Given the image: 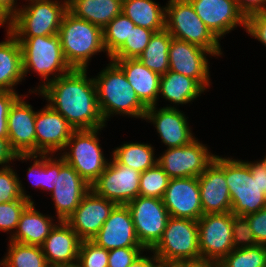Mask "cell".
<instances>
[{"label":"cell","mask_w":266,"mask_h":267,"mask_svg":"<svg viewBox=\"0 0 266 267\" xmlns=\"http://www.w3.org/2000/svg\"><path fill=\"white\" fill-rule=\"evenodd\" d=\"M38 93L74 130L106 127L98 106L95 83L93 77H87V69H72Z\"/></svg>","instance_id":"6da1fadb"},{"label":"cell","mask_w":266,"mask_h":267,"mask_svg":"<svg viewBox=\"0 0 266 267\" xmlns=\"http://www.w3.org/2000/svg\"><path fill=\"white\" fill-rule=\"evenodd\" d=\"M225 179L234 215L246 216L266 207V166L262 160L225 157Z\"/></svg>","instance_id":"7a4b0ae2"},{"label":"cell","mask_w":266,"mask_h":267,"mask_svg":"<svg viewBox=\"0 0 266 267\" xmlns=\"http://www.w3.org/2000/svg\"><path fill=\"white\" fill-rule=\"evenodd\" d=\"M93 80L105 123L114 114L144 119L147 107L137 97L125 73L115 62L110 60Z\"/></svg>","instance_id":"3957f363"},{"label":"cell","mask_w":266,"mask_h":267,"mask_svg":"<svg viewBox=\"0 0 266 267\" xmlns=\"http://www.w3.org/2000/svg\"><path fill=\"white\" fill-rule=\"evenodd\" d=\"M16 39L21 44L24 78L32 70L43 80L29 93L38 94L48 83L72 70L65 60L58 34Z\"/></svg>","instance_id":"277c9868"},{"label":"cell","mask_w":266,"mask_h":267,"mask_svg":"<svg viewBox=\"0 0 266 267\" xmlns=\"http://www.w3.org/2000/svg\"><path fill=\"white\" fill-rule=\"evenodd\" d=\"M65 60L72 69H88L92 56L106 52L103 29L67 11L58 33Z\"/></svg>","instance_id":"5b68a950"},{"label":"cell","mask_w":266,"mask_h":267,"mask_svg":"<svg viewBox=\"0 0 266 267\" xmlns=\"http://www.w3.org/2000/svg\"><path fill=\"white\" fill-rule=\"evenodd\" d=\"M6 28L15 38L50 36L59 33L61 21L68 11V0H25Z\"/></svg>","instance_id":"8992f818"},{"label":"cell","mask_w":266,"mask_h":267,"mask_svg":"<svg viewBox=\"0 0 266 267\" xmlns=\"http://www.w3.org/2000/svg\"><path fill=\"white\" fill-rule=\"evenodd\" d=\"M166 3L165 29L177 40L208 50L212 56H222L220 40L196 14L189 0H169Z\"/></svg>","instance_id":"52a82bcc"},{"label":"cell","mask_w":266,"mask_h":267,"mask_svg":"<svg viewBox=\"0 0 266 267\" xmlns=\"http://www.w3.org/2000/svg\"><path fill=\"white\" fill-rule=\"evenodd\" d=\"M103 128L74 130L63 153H59L89 186L104 172L109 162L97 136Z\"/></svg>","instance_id":"ba28073f"},{"label":"cell","mask_w":266,"mask_h":267,"mask_svg":"<svg viewBox=\"0 0 266 267\" xmlns=\"http://www.w3.org/2000/svg\"><path fill=\"white\" fill-rule=\"evenodd\" d=\"M149 252L172 264L200 261L198 221L170 216L161 240Z\"/></svg>","instance_id":"9c48e42d"},{"label":"cell","mask_w":266,"mask_h":267,"mask_svg":"<svg viewBox=\"0 0 266 267\" xmlns=\"http://www.w3.org/2000/svg\"><path fill=\"white\" fill-rule=\"evenodd\" d=\"M126 205L141 246L146 251L152 250L161 240L170 218L163 199L139 195Z\"/></svg>","instance_id":"30bf717a"},{"label":"cell","mask_w":266,"mask_h":267,"mask_svg":"<svg viewBox=\"0 0 266 267\" xmlns=\"http://www.w3.org/2000/svg\"><path fill=\"white\" fill-rule=\"evenodd\" d=\"M208 149L195 138L184 146L168 148L158 157L157 163L171 179L199 177L216 156Z\"/></svg>","instance_id":"8fae6325"},{"label":"cell","mask_w":266,"mask_h":267,"mask_svg":"<svg viewBox=\"0 0 266 267\" xmlns=\"http://www.w3.org/2000/svg\"><path fill=\"white\" fill-rule=\"evenodd\" d=\"M201 260L220 262L234 248L232 212L202 215L198 220Z\"/></svg>","instance_id":"7c38bea8"},{"label":"cell","mask_w":266,"mask_h":267,"mask_svg":"<svg viewBox=\"0 0 266 267\" xmlns=\"http://www.w3.org/2000/svg\"><path fill=\"white\" fill-rule=\"evenodd\" d=\"M140 174L111 157L104 172L91 185V190L117 205H126L139 196Z\"/></svg>","instance_id":"4fadbf2b"},{"label":"cell","mask_w":266,"mask_h":267,"mask_svg":"<svg viewBox=\"0 0 266 267\" xmlns=\"http://www.w3.org/2000/svg\"><path fill=\"white\" fill-rule=\"evenodd\" d=\"M203 215L231 212V196L225 179V157L214 161L198 177Z\"/></svg>","instance_id":"5bb4252c"},{"label":"cell","mask_w":266,"mask_h":267,"mask_svg":"<svg viewBox=\"0 0 266 267\" xmlns=\"http://www.w3.org/2000/svg\"><path fill=\"white\" fill-rule=\"evenodd\" d=\"M169 70L195 79L206 91L211 85L207 55L198 45L172 38L169 47ZM210 83V84H209Z\"/></svg>","instance_id":"9a60e30c"},{"label":"cell","mask_w":266,"mask_h":267,"mask_svg":"<svg viewBox=\"0 0 266 267\" xmlns=\"http://www.w3.org/2000/svg\"><path fill=\"white\" fill-rule=\"evenodd\" d=\"M117 204L89 190L66 223L81 240H91L101 229Z\"/></svg>","instance_id":"2e32d148"},{"label":"cell","mask_w":266,"mask_h":267,"mask_svg":"<svg viewBox=\"0 0 266 267\" xmlns=\"http://www.w3.org/2000/svg\"><path fill=\"white\" fill-rule=\"evenodd\" d=\"M20 95L8 112V140L17 155L36 154V111Z\"/></svg>","instance_id":"e0dca14e"},{"label":"cell","mask_w":266,"mask_h":267,"mask_svg":"<svg viewBox=\"0 0 266 267\" xmlns=\"http://www.w3.org/2000/svg\"><path fill=\"white\" fill-rule=\"evenodd\" d=\"M36 154H58L74 131L68 121L49 104L36 112Z\"/></svg>","instance_id":"ac0fdd59"},{"label":"cell","mask_w":266,"mask_h":267,"mask_svg":"<svg viewBox=\"0 0 266 267\" xmlns=\"http://www.w3.org/2000/svg\"><path fill=\"white\" fill-rule=\"evenodd\" d=\"M90 189L91 186L60 156L59 175L50 193L57 220L66 221Z\"/></svg>","instance_id":"d6986e66"},{"label":"cell","mask_w":266,"mask_h":267,"mask_svg":"<svg viewBox=\"0 0 266 267\" xmlns=\"http://www.w3.org/2000/svg\"><path fill=\"white\" fill-rule=\"evenodd\" d=\"M143 120L153 124L166 149L184 146L196 138L186 115L178 108L147 107Z\"/></svg>","instance_id":"ffe728a7"},{"label":"cell","mask_w":266,"mask_h":267,"mask_svg":"<svg viewBox=\"0 0 266 267\" xmlns=\"http://www.w3.org/2000/svg\"><path fill=\"white\" fill-rule=\"evenodd\" d=\"M196 14L220 40L237 26L246 29V18L235 0H189Z\"/></svg>","instance_id":"44dd1931"},{"label":"cell","mask_w":266,"mask_h":267,"mask_svg":"<svg viewBox=\"0 0 266 267\" xmlns=\"http://www.w3.org/2000/svg\"><path fill=\"white\" fill-rule=\"evenodd\" d=\"M162 199L171 217L198 221L203 215L198 177L170 179Z\"/></svg>","instance_id":"7402d4cb"},{"label":"cell","mask_w":266,"mask_h":267,"mask_svg":"<svg viewBox=\"0 0 266 267\" xmlns=\"http://www.w3.org/2000/svg\"><path fill=\"white\" fill-rule=\"evenodd\" d=\"M91 241L108 251L121 247H142L127 205H116Z\"/></svg>","instance_id":"603a6c76"},{"label":"cell","mask_w":266,"mask_h":267,"mask_svg":"<svg viewBox=\"0 0 266 267\" xmlns=\"http://www.w3.org/2000/svg\"><path fill=\"white\" fill-rule=\"evenodd\" d=\"M55 223L41 245L48 265L53 267L77 263L81 239L65 221L57 220Z\"/></svg>","instance_id":"cb8c5ba5"},{"label":"cell","mask_w":266,"mask_h":267,"mask_svg":"<svg viewBox=\"0 0 266 267\" xmlns=\"http://www.w3.org/2000/svg\"><path fill=\"white\" fill-rule=\"evenodd\" d=\"M125 73L137 97L146 106H157L161 76L147 68L138 58L111 60Z\"/></svg>","instance_id":"d4e9b609"},{"label":"cell","mask_w":266,"mask_h":267,"mask_svg":"<svg viewBox=\"0 0 266 267\" xmlns=\"http://www.w3.org/2000/svg\"><path fill=\"white\" fill-rule=\"evenodd\" d=\"M55 220L51 215L40 213L31 202L22 212L17 229L9 240L41 246L56 225Z\"/></svg>","instance_id":"484cf974"},{"label":"cell","mask_w":266,"mask_h":267,"mask_svg":"<svg viewBox=\"0 0 266 267\" xmlns=\"http://www.w3.org/2000/svg\"><path fill=\"white\" fill-rule=\"evenodd\" d=\"M7 38L0 42V90L12 91L24 79L20 42L6 28Z\"/></svg>","instance_id":"4316f807"},{"label":"cell","mask_w":266,"mask_h":267,"mask_svg":"<svg viewBox=\"0 0 266 267\" xmlns=\"http://www.w3.org/2000/svg\"><path fill=\"white\" fill-rule=\"evenodd\" d=\"M206 91L195 79L183 74L168 70L160 78L159 97L174 105H167L166 108H176L177 105H184L193 102ZM176 105V106H175Z\"/></svg>","instance_id":"83f0119b"},{"label":"cell","mask_w":266,"mask_h":267,"mask_svg":"<svg viewBox=\"0 0 266 267\" xmlns=\"http://www.w3.org/2000/svg\"><path fill=\"white\" fill-rule=\"evenodd\" d=\"M68 11L103 29L122 12V0H68Z\"/></svg>","instance_id":"f1b7e54d"},{"label":"cell","mask_w":266,"mask_h":267,"mask_svg":"<svg viewBox=\"0 0 266 267\" xmlns=\"http://www.w3.org/2000/svg\"><path fill=\"white\" fill-rule=\"evenodd\" d=\"M122 13L136 26L155 33L165 29L166 6L153 0H122Z\"/></svg>","instance_id":"f546056e"},{"label":"cell","mask_w":266,"mask_h":267,"mask_svg":"<svg viewBox=\"0 0 266 267\" xmlns=\"http://www.w3.org/2000/svg\"><path fill=\"white\" fill-rule=\"evenodd\" d=\"M154 147L148 143L126 142L112 151L111 157L120 165L144 172L157 164Z\"/></svg>","instance_id":"4dcf8cb0"},{"label":"cell","mask_w":266,"mask_h":267,"mask_svg":"<svg viewBox=\"0 0 266 267\" xmlns=\"http://www.w3.org/2000/svg\"><path fill=\"white\" fill-rule=\"evenodd\" d=\"M172 38L166 29L154 33L138 59L160 76L165 74L169 70L168 51Z\"/></svg>","instance_id":"1f68e13d"},{"label":"cell","mask_w":266,"mask_h":267,"mask_svg":"<svg viewBox=\"0 0 266 267\" xmlns=\"http://www.w3.org/2000/svg\"><path fill=\"white\" fill-rule=\"evenodd\" d=\"M8 252L0 261L3 267H50L41 246L26 245L9 240Z\"/></svg>","instance_id":"d6a6232c"},{"label":"cell","mask_w":266,"mask_h":267,"mask_svg":"<svg viewBox=\"0 0 266 267\" xmlns=\"http://www.w3.org/2000/svg\"><path fill=\"white\" fill-rule=\"evenodd\" d=\"M136 25L122 12L103 28V44L107 58L125 43L127 37Z\"/></svg>","instance_id":"836d02e7"},{"label":"cell","mask_w":266,"mask_h":267,"mask_svg":"<svg viewBox=\"0 0 266 267\" xmlns=\"http://www.w3.org/2000/svg\"><path fill=\"white\" fill-rule=\"evenodd\" d=\"M220 267H266V245L233 249L220 262Z\"/></svg>","instance_id":"e575fe53"},{"label":"cell","mask_w":266,"mask_h":267,"mask_svg":"<svg viewBox=\"0 0 266 267\" xmlns=\"http://www.w3.org/2000/svg\"><path fill=\"white\" fill-rule=\"evenodd\" d=\"M170 179L157 163L154 167L140 174L139 195L162 199Z\"/></svg>","instance_id":"d590c367"},{"label":"cell","mask_w":266,"mask_h":267,"mask_svg":"<svg viewBox=\"0 0 266 267\" xmlns=\"http://www.w3.org/2000/svg\"><path fill=\"white\" fill-rule=\"evenodd\" d=\"M155 32L147 28L135 26L131 29L125 43L110 57V60L138 58L148 45Z\"/></svg>","instance_id":"8d00e7d4"},{"label":"cell","mask_w":266,"mask_h":267,"mask_svg":"<svg viewBox=\"0 0 266 267\" xmlns=\"http://www.w3.org/2000/svg\"><path fill=\"white\" fill-rule=\"evenodd\" d=\"M16 170L11 165L0 168V204L18 199H27L34 203L32 196L27 195Z\"/></svg>","instance_id":"74e56055"},{"label":"cell","mask_w":266,"mask_h":267,"mask_svg":"<svg viewBox=\"0 0 266 267\" xmlns=\"http://www.w3.org/2000/svg\"><path fill=\"white\" fill-rule=\"evenodd\" d=\"M31 202L27 199H18L0 204V231L10 233V237L17 229L20 216ZM13 232H12V231Z\"/></svg>","instance_id":"f35d334b"},{"label":"cell","mask_w":266,"mask_h":267,"mask_svg":"<svg viewBox=\"0 0 266 267\" xmlns=\"http://www.w3.org/2000/svg\"><path fill=\"white\" fill-rule=\"evenodd\" d=\"M77 263L80 267H108V250L91 240H81Z\"/></svg>","instance_id":"ab89813d"},{"label":"cell","mask_w":266,"mask_h":267,"mask_svg":"<svg viewBox=\"0 0 266 267\" xmlns=\"http://www.w3.org/2000/svg\"><path fill=\"white\" fill-rule=\"evenodd\" d=\"M232 245L234 249L258 245L250 224L245 216L232 213Z\"/></svg>","instance_id":"60d3db41"},{"label":"cell","mask_w":266,"mask_h":267,"mask_svg":"<svg viewBox=\"0 0 266 267\" xmlns=\"http://www.w3.org/2000/svg\"><path fill=\"white\" fill-rule=\"evenodd\" d=\"M143 247H121L108 251V267H129L143 252Z\"/></svg>","instance_id":"b9f144b4"},{"label":"cell","mask_w":266,"mask_h":267,"mask_svg":"<svg viewBox=\"0 0 266 267\" xmlns=\"http://www.w3.org/2000/svg\"><path fill=\"white\" fill-rule=\"evenodd\" d=\"M42 155V190L52 192L55 187L56 175L60 171V156Z\"/></svg>","instance_id":"7bdbcfd3"},{"label":"cell","mask_w":266,"mask_h":267,"mask_svg":"<svg viewBox=\"0 0 266 267\" xmlns=\"http://www.w3.org/2000/svg\"><path fill=\"white\" fill-rule=\"evenodd\" d=\"M20 95L18 92L0 90V138H8V112Z\"/></svg>","instance_id":"ee69618b"},{"label":"cell","mask_w":266,"mask_h":267,"mask_svg":"<svg viewBox=\"0 0 266 267\" xmlns=\"http://www.w3.org/2000/svg\"><path fill=\"white\" fill-rule=\"evenodd\" d=\"M245 31L266 46V13L252 14L247 17Z\"/></svg>","instance_id":"f6af8a7d"},{"label":"cell","mask_w":266,"mask_h":267,"mask_svg":"<svg viewBox=\"0 0 266 267\" xmlns=\"http://www.w3.org/2000/svg\"><path fill=\"white\" fill-rule=\"evenodd\" d=\"M258 245H266V207L245 216Z\"/></svg>","instance_id":"bcb514c9"},{"label":"cell","mask_w":266,"mask_h":267,"mask_svg":"<svg viewBox=\"0 0 266 267\" xmlns=\"http://www.w3.org/2000/svg\"><path fill=\"white\" fill-rule=\"evenodd\" d=\"M17 159L22 162L33 160V164L27 168V176L35 188L42 190V154L17 155L15 161Z\"/></svg>","instance_id":"7dc6e473"},{"label":"cell","mask_w":266,"mask_h":267,"mask_svg":"<svg viewBox=\"0 0 266 267\" xmlns=\"http://www.w3.org/2000/svg\"><path fill=\"white\" fill-rule=\"evenodd\" d=\"M238 9L245 16L252 14L266 13V0H235Z\"/></svg>","instance_id":"c3c4849f"},{"label":"cell","mask_w":266,"mask_h":267,"mask_svg":"<svg viewBox=\"0 0 266 267\" xmlns=\"http://www.w3.org/2000/svg\"><path fill=\"white\" fill-rule=\"evenodd\" d=\"M18 0H0V22L8 24L16 15L18 9Z\"/></svg>","instance_id":"681fc988"},{"label":"cell","mask_w":266,"mask_h":267,"mask_svg":"<svg viewBox=\"0 0 266 267\" xmlns=\"http://www.w3.org/2000/svg\"><path fill=\"white\" fill-rule=\"evenodd\" d=\"M16 156L17 154L12 150L8 138H0V166L1 168H5L9 166L10 163L12 164Z\"/></svg>","instance_id":"f907efd6"},{"label":"cell","mask_w":266,"mask_h":267,"mask_svg":"<svg viewBox=\"0 0 266 267\" xmlns=\"http://www.w3.org/2000/svg\"><path fill=\"white\" fill-rule=\"evenodd\" d=\"M152 254V257L141 254L129 267H150L158 259L153 252Z\"/></svg>","instance_id":"816d5d0a"},{"label":"cell","mask_w":266,"mask_h":267,"mask_svg":"<svg viewBox=\"0 0 266 267\" xmlns=\"http://www.w3.org/2000/svg\"><path fill=\"white\" fill-rule=\"evenodd\" d=\"M179 267H220L218 262L200 260L195 262H181Z\"/></svg>","instance_id":"f5cc1de1"},{"label":"cell","mask_w":266,"mask_h":267,"mask_svg":"<svg viewBox=\"0 0 266 267\" xmlns=\"http://www.w3.org/2000/svg\"><path fill=\"white\" fill-rule=\"evenodd\" d=\"M150 267H173V264L165 260L157 259Z\"/></svg>","instance_id":"db71d44e"},{"label":"cell","mask_w":266,"mask_h":267,"mask_svg":"<svg viewBox=\"0 0 266 267\" xmlns=\"http://www.w3.org/2000/svg\"><path fill=\"white\" fill-rule=\"evenodd\" d=\"M53 267H78V263L71 264V265H58V266H53Z\"/></svg>","instance_id":"11a10c76"},{"label":"cell","mask_w":266,"mask_h":267,"mask_svg":"<svg viewBox=\"0 0 266 267\" xmlns=\"http://www.w3.org/2000/svg\"><path fill=\"white\" fill-rule=\"evenodd\" d=\"M263 161V163L265 164L266 166V156L264 157V159H261Z\"/></svg>","instance_id":"9f6ffc18"},{"label":"cell","mask_w":266,"mask_h":267,"mask_svg":"<svg viewBox=\"0 0 266 267\" xmlns=\"http://www.w3.org/2000/svg\"><path fill=\"white\" fill-rule=\"evenodd\" d=\"M173 267H179V263L173 264Z\"/></svg>","instance_id":"6f0895ef"}]
</instances>
